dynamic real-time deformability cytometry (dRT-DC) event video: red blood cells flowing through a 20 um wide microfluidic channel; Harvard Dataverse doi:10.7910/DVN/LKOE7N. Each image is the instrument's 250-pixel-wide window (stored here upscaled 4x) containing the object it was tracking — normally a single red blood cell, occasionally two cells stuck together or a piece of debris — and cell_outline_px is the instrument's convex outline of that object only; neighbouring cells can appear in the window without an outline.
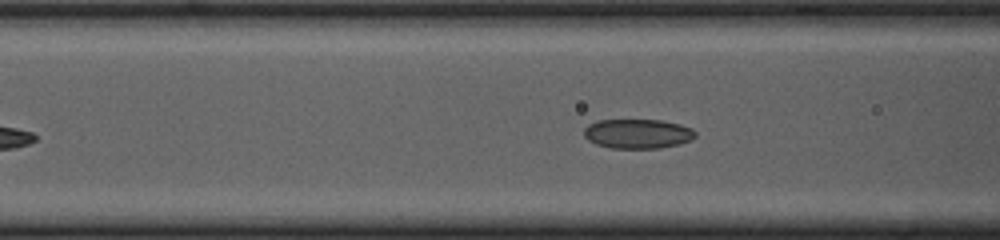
{"species": "common noctule bat (a hibernating species)", "species_latin": "Nyctalus noctula", "temperature_condition": "cold", "stored_images_in_passage": 50, "camera_frame_rate_fps": 3000, "um_per_image_px": 0.085, "animal": {"sex": "female", "body_mass_g": 23.0, "forearm_length_mm": 53.4}, "frame": {"image": 1, "passage_image": 21, "time_ms": 6.667, "image_size_px": [1000, 240], "cell_outline_px": [[696, 136], [692, 140], [680, 144], [660, 148], [612, 148], [596, 144], [588, 140], [584, 136], [584, 128], [588, 124], [596, 120], [660, 120], [680, 124], [692, 128], [696, 132]], "centroid_in_image_um": [54.21, 11.36], "position_along_channel_um": 112.4, "area_um2": 19.31}}
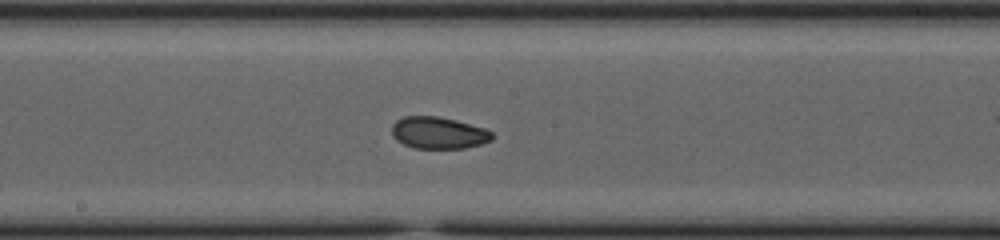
{"frame": {"image": 2, "passage_image": 29, "time_ms": 9.333, "image_size_px": [1000, 240], "cell_outline_px": [[496, 136], [492, 140], [480, 144], [464, 148], [412, 148], [396, 140], [392, 136], [392, 124], [396, 120], [404, 116], [436, 116], [456, 120], [484, 128], [492, 132]], "centroid_in_image_um": [37.26, 11.29], "position_along_channel_um": 210.9, "area_um2": 18.73}}
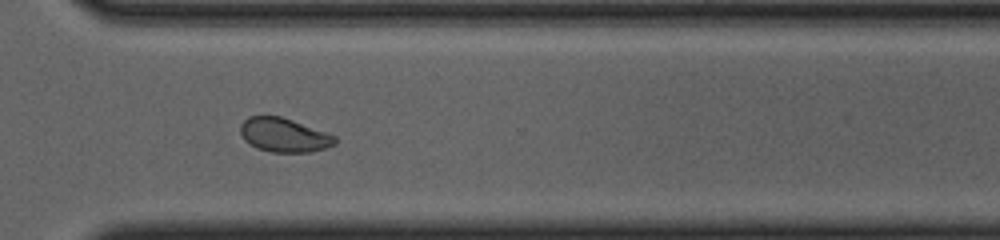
{"frame": {"image": 3, "passage_image": 40, "time_ms": 13.0, "image_size_px": [1000, 240], "cell_outline_px": [[336, 144], [312, 152], [272, 152], [256, 148], [244, 140], [240, 132], [240, 124], [248, 116], [280, 116], [292, 120], [336, 136]], "centroid_in_image_um": [24.11, 11.48], "position_along_channel_um": 346.5, "area_um2": 18.67}, "authors_computed_cell_mechanics": {"area_um2": 19.2185, "velocity_mm_per_s": 3.6945, "shape_relaxation_time_tau1_ms": 8.9574, "shape_relaxation_time_tau2_ms": 1.5621, "deformation_change_tau1": 0.1556, "deformation_change_tau2": 0.0486}}